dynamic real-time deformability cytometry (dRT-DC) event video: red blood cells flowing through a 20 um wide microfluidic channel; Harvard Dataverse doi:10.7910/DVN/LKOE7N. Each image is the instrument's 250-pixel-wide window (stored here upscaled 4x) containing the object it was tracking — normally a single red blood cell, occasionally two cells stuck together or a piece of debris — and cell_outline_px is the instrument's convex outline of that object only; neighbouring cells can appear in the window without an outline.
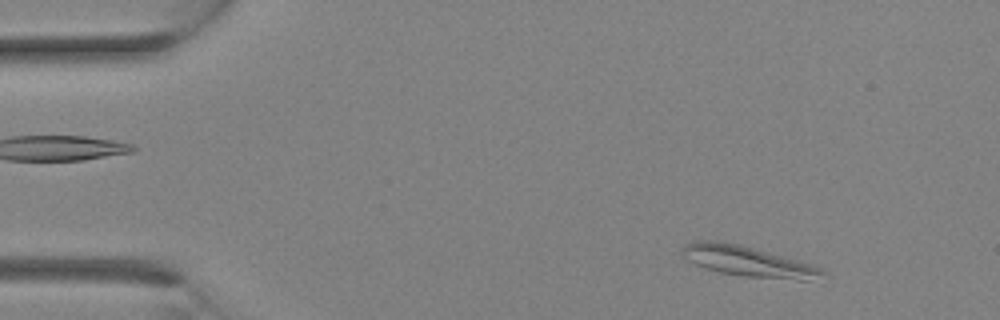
{"species": "Egyptian fruit bat (a non-hibernating species)", "species_latin": "Rousettus aegyptiacus", "temperature_condition": "room temperature", "stored_images_in_passage": 9, "camera_frame_rate_fps": 3000, "um_per_image_px": 0.085, "animal": {"sex": "female"}, "frame": {"image": 1, "passage_image": 2, "time_ms": 0.333, "image_size_px": [1000, 320], "cell_outline_px": [[824, 272], [808, 280], [796, 280], [744, 276], [720, 272], [704, 268], [688, 260], [684, 252], [684, 244], [692, 240], [724, 240], [740, 244], [812, 264], [820, 268]], "centroid_in_image_um": [63.5, 22.18], "position_along_channel_um": 21.5, "area_um2": 24.51}}
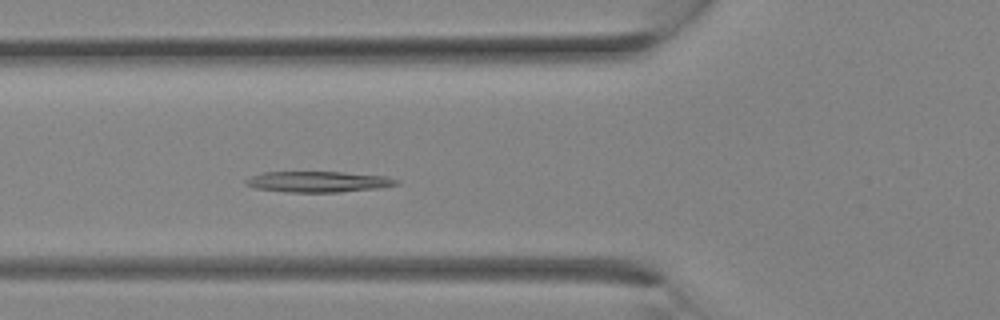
{"frame": {"image": 2, "passage_image": 9, "time_ms": 2.667, "image_size_px": [1000, 320], "cell_outline_px": [[400, 184], [380, 188], [340, 192], [288, 192], [256, 188], [244, 184], [244, 180], [252, 176], [264, 172], [344, 172], [388, 176], [400, 180]], "centroid_in_image_um": [27.11, 15.44], "position_along_channel_um": 98.7, "area_um2": 18.44}}